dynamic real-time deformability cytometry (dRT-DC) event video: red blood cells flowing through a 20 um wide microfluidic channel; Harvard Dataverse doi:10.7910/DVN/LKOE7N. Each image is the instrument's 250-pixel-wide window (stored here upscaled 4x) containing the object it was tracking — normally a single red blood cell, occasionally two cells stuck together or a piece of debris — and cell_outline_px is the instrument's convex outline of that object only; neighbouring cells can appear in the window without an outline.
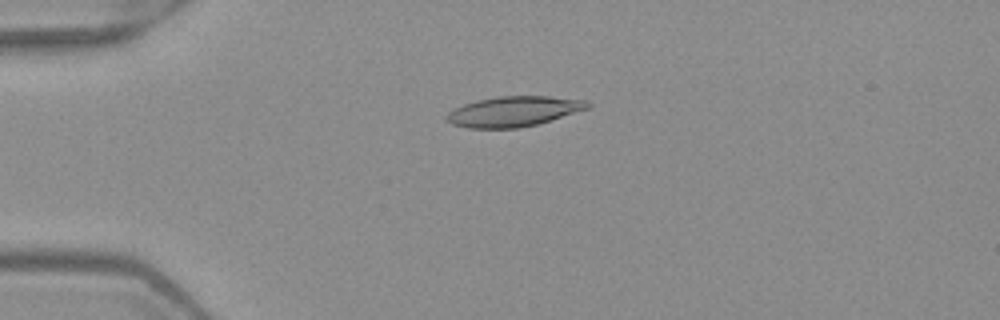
{"species": "Egyptian fruit bat (a non-hibernating species)", "species_latin": "Rousettus aegyptiacus", "temperature_condition": "warm", "stored_images_in_passage": 7, "camera_frame_rate_fps": 3000, "um_per_image_px": 0.085, "frame": {"image": 1, "passage_image": 3, "time_ms": 0.667, "image_size_px": [1000, 320], "cell_outline_px": [[592, 104], [588, 108], [536, 124], [516, 128], [468, 128], [452, 124], [444, 120], [444, 116], [448, 112], [464, 104], [496, 96], [548, 96], [588, 100]], "centroid_in_image_um": [43.63, 9.46], "position_along_channel_um": 41.4, "area_um2": 24.62}}
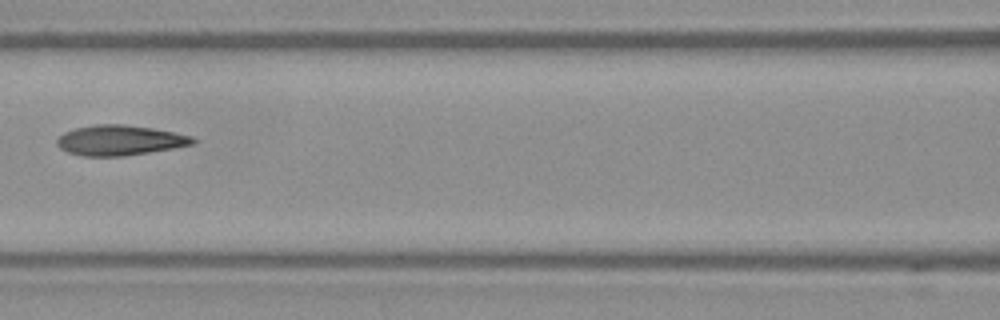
{"frame": {"image": 2, "passage_image": 6, "time_ms": 1.667, "image_size_px": [1000, 320], "cell_outline_px": [[196, 140], [192, 144], [172, 148], [124, 156], [80, 156], [68, 152], [60, 148], [56, 144], [56, 140], [64, 132], [76, 128], [96, 124], [124, 124], [152, 128], [192, 136]], "centroid_in_image_um": [10.13, 11.92], "position_along_channel_um": 156.5, "area_um2": 23.7}}
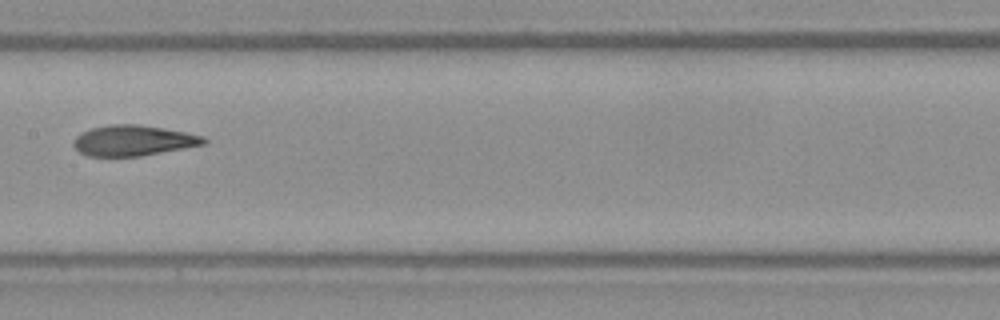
{"frame": {"image": 3, "passage_image": 7, "time_ms": 2.0, "image_size_px": [1000, 320], "cell_outline_px": [[208, 140], [204, 144], [184, 148], [140, 156], [88, 156], [80, 152], [72, 144], [72, 140], [80, 132], [92, 128], [112, 124], [140, 124], [164, 128], [204, 136]], "centroid_in_image_um": [11.3, 11.94], "position_along_channel_um": 196.1, "area_um2": 23.18}}